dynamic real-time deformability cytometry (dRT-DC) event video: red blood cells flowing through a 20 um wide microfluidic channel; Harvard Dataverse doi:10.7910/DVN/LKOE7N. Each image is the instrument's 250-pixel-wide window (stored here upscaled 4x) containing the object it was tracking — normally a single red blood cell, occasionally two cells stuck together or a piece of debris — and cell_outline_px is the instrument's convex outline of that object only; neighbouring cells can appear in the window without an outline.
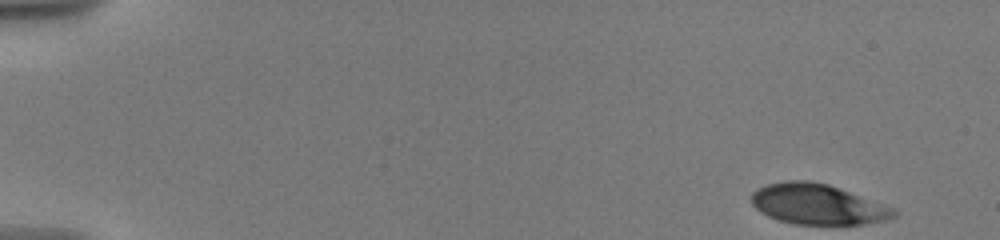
{"species": "human", "species_latin": "Homo sapiens", "temperature_condition": "warm", "stored_images_in_passage": 28, "camera_frame_rate_fps": 3000, "um_per_image_px": 0.085, "donor": {"sex": "male"}, "frame": {"image": 1, "passage_image": 1, "time_ms": 0.0, "image_size_px": [1000, 240], "cell_outline_px": [[896, 216], [884, 220], [864, 224], [792, 224], [768, 216], [760, 212], [752, 204], [752, 192], [756, 188], [768, 184], [784, 180], [812, 180], [828, 184], [896, 208]], "centroid_in_image_um": [69.49, 17.35], "position_along_channel_um": 15.5, "area_um2": 33.64}}
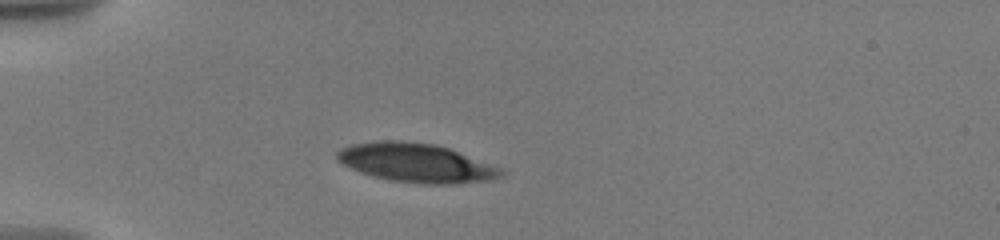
{"frame": {"image": 2, "passage_image": 22, "time_ms": 4.333, "image_size_px": [1000, 240], "cell_outline_px": [[504, 172], [500, 176], [484, 180], [456, 184], [420, 184], [388, 180], [372, 176], [360, 172], [336, 160], [336, 152], [352, 144], [380, 140], [396, 140], [436, 144], [448, 148], [500, 168]], "centroid_in_image_um": [35.31, 13.84], "position_along_channel_um": 49.7, "area_um2": 36.82}}